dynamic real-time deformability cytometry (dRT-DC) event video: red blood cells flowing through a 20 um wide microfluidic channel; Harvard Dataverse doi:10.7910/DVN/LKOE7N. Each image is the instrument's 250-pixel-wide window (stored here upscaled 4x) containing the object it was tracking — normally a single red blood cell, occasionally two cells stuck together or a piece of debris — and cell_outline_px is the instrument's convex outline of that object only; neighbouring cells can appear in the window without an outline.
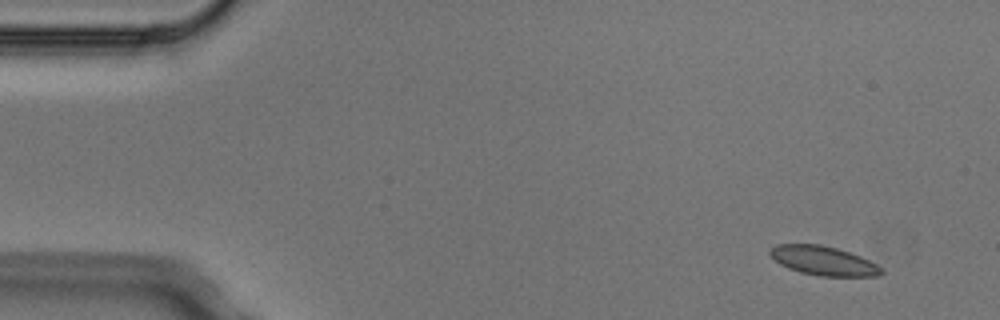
{"species": "Egyptian fruit bat (a non-hibernating species)", "species_latin": "Rousettus aegyptiacus", "temperature_condition": "cold", "stored_images_in_passage": 5, "camera_frame_rate_fps": 3000, "um_per_image_px": 0.085, "animal": {"sex": "male"}, "frame": {"image": 1, "passage_image": 2, "time_ms": 0.333, "image_size_px": [1000, 320], "cell_outline_px": [[884, 272], [880, 276], [820, 276], [800, 272], [788, 268], [780, 264], [768, 252], [768, 248], [776, 244], [820, 244], [836, 248], [860, 256], [876, 264]], "centroid_in_image_um": [69.96, 22.16], "position_along_channel_um": 15.0, "area_um2": 18.84}}